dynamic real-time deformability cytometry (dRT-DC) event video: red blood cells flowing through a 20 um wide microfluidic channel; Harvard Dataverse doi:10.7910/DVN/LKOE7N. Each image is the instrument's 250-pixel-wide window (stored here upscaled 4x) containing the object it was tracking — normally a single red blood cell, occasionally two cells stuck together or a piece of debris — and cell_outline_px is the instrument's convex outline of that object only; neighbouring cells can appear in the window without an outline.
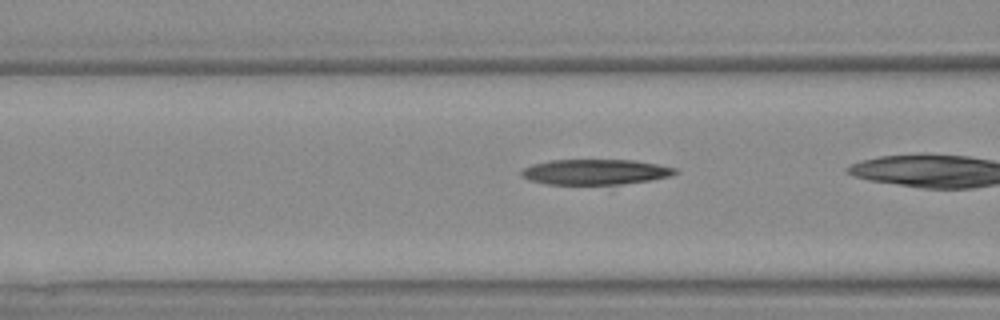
{"species": "Egyptian fruit bat (a non-hibernating species)", "species_latin": "Rousettus aegyptiacus", "temperature_condition": "warm", "stored_images_in_passage": 25, "camera_frame_rate_fps": 3000, "um_per_image_px": 0.085, "animal": {"sex": "female"}, "frame": {"image": 1, "passage_image": 8, "time_ms": 2.333, "image_size_px": [1000, 320], "cell_outline_px": [[680, 172], [668, 176], [652, 180], [620, 184], [548, 184], [528, 180], [520, 176], [520, 172], [524, 168], [532, 164], [552, 160], [636, 160], [676, 168]], "centroid_in_image_um": [50.59, 14.61], "position_along_channel_um": 116.0, "area_um2": 22.72}}
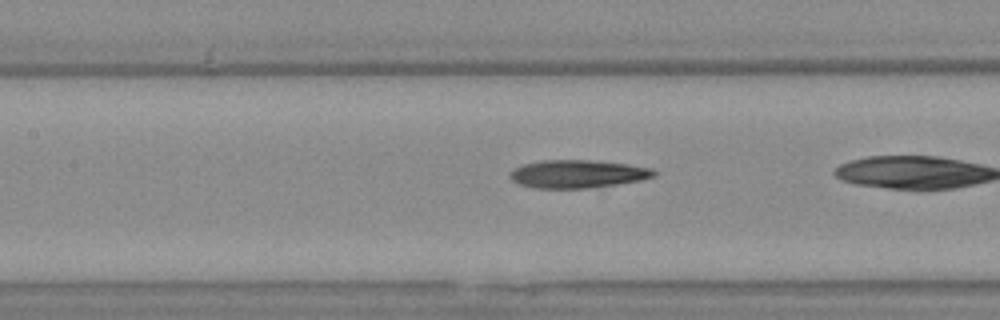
{"frame": {"image": 2, "passage_image": 11, "time_ms": 3.333, "image_size_px": [1000, 320], "cell_outline_px": [[656, 176], [640, 180], [616, 184], [588, 188], [536, 188], [520, 184], [512, 180], [508, 176], [516, 168], [524, 164], [540, 160], [588, 160], [628, 164], [652, 168], [656, 172]], "centroid_in_image_um": [49.11, 14.78], "position_along_channel_um": 158.3, "area_um2": 23.29}}